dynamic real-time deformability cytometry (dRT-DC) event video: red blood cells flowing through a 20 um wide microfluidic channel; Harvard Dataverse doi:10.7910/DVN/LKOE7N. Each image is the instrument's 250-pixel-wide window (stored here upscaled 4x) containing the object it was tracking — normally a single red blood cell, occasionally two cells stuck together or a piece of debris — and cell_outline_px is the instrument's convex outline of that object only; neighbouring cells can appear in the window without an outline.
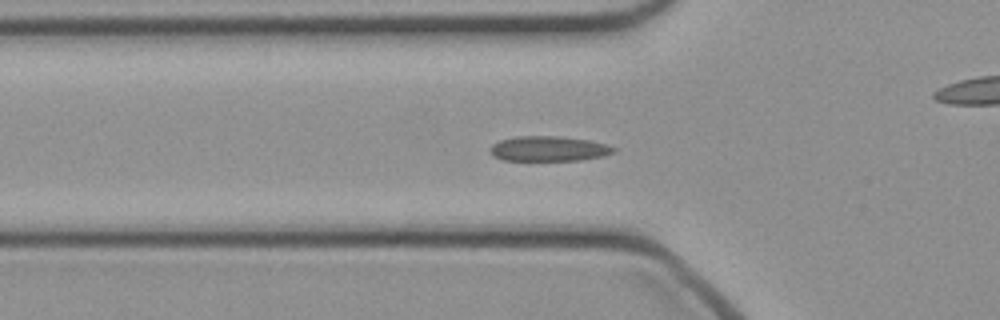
{"species": "common noctule bat (a hibernating species)", "species_latin": "Nyctalus noctula", "temperature_condition": "cold", "stored_images_in_passage": 38, "camera_frame_rate_fps": 3000, "um_per_image_px": 0.085, "animal": {"sex": "female", "body_mass_g": 21.9}, "frame": {"image": 1, "passage_image": 5, "time_ms": 1.333, "image_size_px": [1000, 320], "cell_outline_px": [[616, 152], [604, 156], [580, 160], [504, 160], [492, 156], [488, 152], [488, 148], [492, 144], [500, 140], [516, 136], [560, 136], [588, 140], [604, 144], [616, 148]], "centroid_in_image_um": [46.59, 12.64], "position_along_channel_um": 79.2, "area_um2": 18.15}}
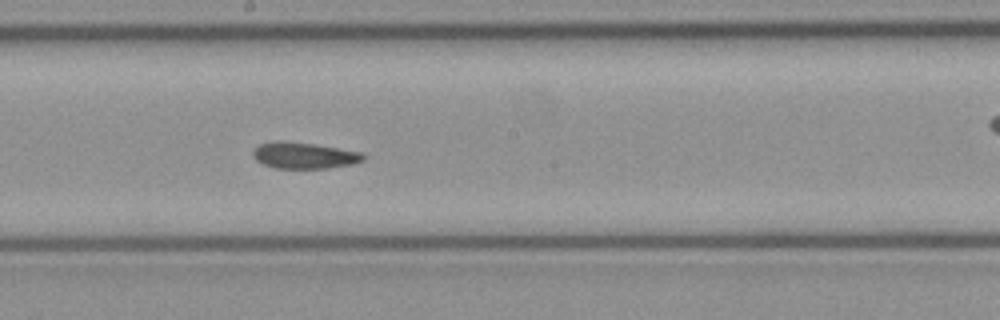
{"frame": {"image": 2, "passage_image": 15, "time_ms": 4.667, "image_size_px": [1000, 320], "cell_outline_px": [[368, 156], [364, 160], [352, 164], [328, 168], [276, 168], [264, 164], [256, 160], [252, 156], [252, 148], [260, 144], [276, 140], [284, 140], [316, 144], [364, 152]], "centroid_in_image_um": [25.87, 13.19], "position_along_channel_um": 222.3, "area_um2": 17.28}}
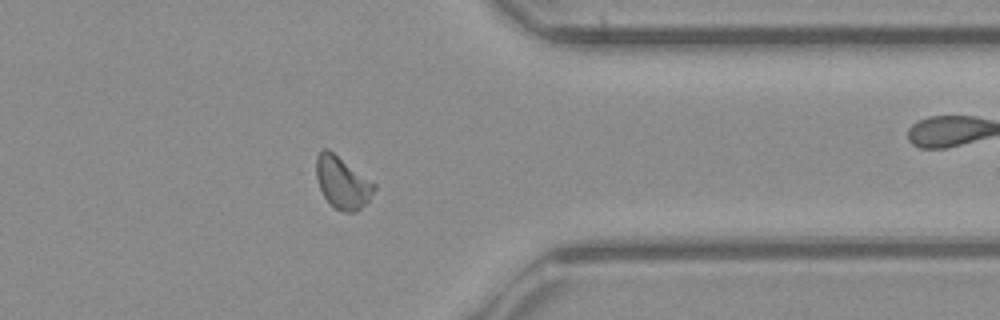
{"frame": {"image": 3, "passage_image": 27, "time_ms": 8.667, "image_size_px": [1000, 320], "cell_outline_px": [[376, 188], [368, 200], [356, 212], [344, 212], [336, 208], [324, 196], [320, 188], [316, 176], [316, 156], [320, 148], [328, 148], [376, 184]], "centroid_in_image_um": [29.08, 15.48], "position_along_channel_um": 382.3, "area_um2": 17.4}}